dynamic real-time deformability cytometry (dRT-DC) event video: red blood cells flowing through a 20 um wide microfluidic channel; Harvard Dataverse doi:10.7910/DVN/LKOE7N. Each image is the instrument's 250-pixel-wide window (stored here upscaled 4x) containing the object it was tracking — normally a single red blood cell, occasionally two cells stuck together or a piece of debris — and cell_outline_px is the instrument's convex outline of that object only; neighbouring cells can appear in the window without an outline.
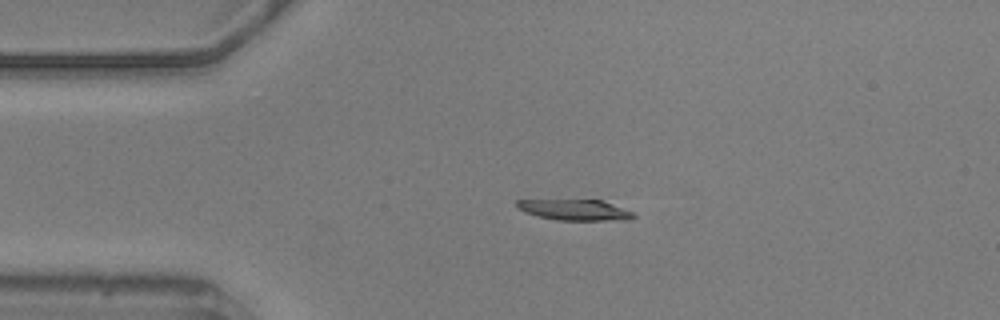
{"species": "common noctule bat (a hibernating species)", "species_latin": "Nyctalus noctula", "temperature_condition": "warm", "stored_images_in_passage": 6, "camera_frame_rate_fps": 3000, "um_per_image_px": 0.085, "animal": {"sex": "male", "body_mass_g": 20.5, "forearm_length_mm": 52.5}, "frame": {"image": 1, "passage_image": 6, "time_ms": 1.667, "image_size_px": [1000, 320], "cell_outline_px": [[636, 216], [628, 220], [556, 220], [536, 216], [524, 212], [516, 208], [516, 200], [604, 200], [632, 212]], "centroid_in_image_um": [48.84, 17.84], "position_along_channel_um": 36.2, "area_um2": 14.22}}